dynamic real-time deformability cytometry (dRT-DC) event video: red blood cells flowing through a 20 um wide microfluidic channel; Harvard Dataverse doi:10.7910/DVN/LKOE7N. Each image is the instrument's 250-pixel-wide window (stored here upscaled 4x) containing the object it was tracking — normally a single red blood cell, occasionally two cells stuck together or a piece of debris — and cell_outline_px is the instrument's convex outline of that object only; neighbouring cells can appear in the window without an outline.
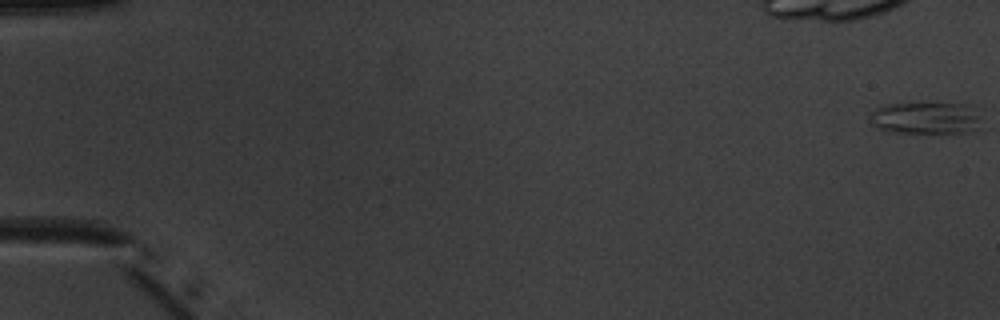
{"species": "common noctule bat (a hibernating species)", "species_latin": "Nyctalus noctula", "temperature_condition": "warm", "stored_images_in_passage": 54, "segment_of_instrument_passage": [1, 2], "camera_frame_rate_fps": 3000, "um_per_image_px": 0.085, "animal": {"sex": "male", "body_mass_g": 20.1, "forearm_length_mm": 53.5}, "frame": {"image": 1, "passage_image": 1, "time_ms": 0.0, "image_size_px": [1000, 320], "cell_outline_px": [[976, 128], [972, 132], [892, 132], [880, 128], [872, 124], [868, 116], [876, 108], [884, 104], [916, 100], [972, 104], [976, 116]], "centroid_in_image_um": [78.61, 9.95], "position_along_channel_um": 6.4, "area_um2": 21.44}}
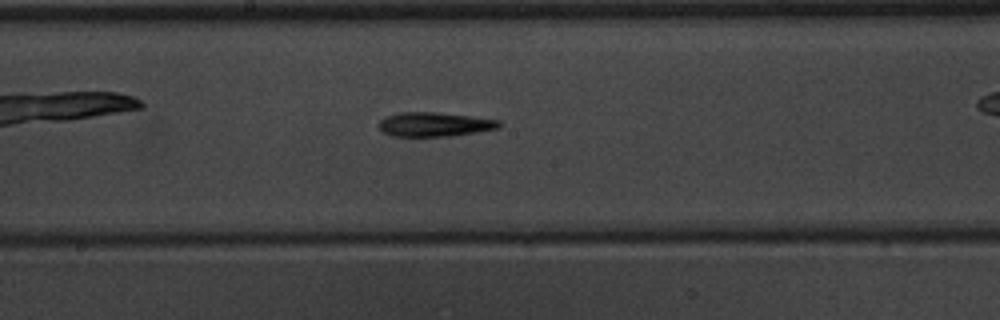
{"frame": {"image": 2, "passage_image": 30, "time_ms": 9.667, "image_size_px": [1000, 320], "cell_outline_px": [[500, 128], [452, 136], [392, 136], [384, 132], [376, 124], [384, 116], [400, 112], [436, 112], [472, 116], [500, 120]], "centroid_in_image_um": [36.91, 10.56], "position_along_channel_um": 211.3, "area_um2": 17.11}}
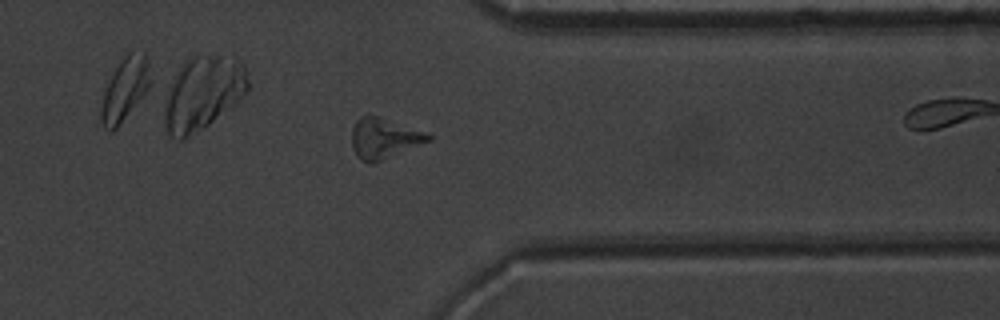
{"frame": {"image": 3, "passage_image": 43, "time_ms": 14.0, "image_size_px": [1000, 320], "cell_outline_px": [[432, 140], [372, 164], [360, 160], [356, 156], [352, 148], [352, 128], [356, 120], [360, 116], [376, 116], [424, 132], [432, 136]], "centroid_in_image_um": [32.6, 11.79], "position_along_channel_um": 378.8, "area_um2": 17.74}}